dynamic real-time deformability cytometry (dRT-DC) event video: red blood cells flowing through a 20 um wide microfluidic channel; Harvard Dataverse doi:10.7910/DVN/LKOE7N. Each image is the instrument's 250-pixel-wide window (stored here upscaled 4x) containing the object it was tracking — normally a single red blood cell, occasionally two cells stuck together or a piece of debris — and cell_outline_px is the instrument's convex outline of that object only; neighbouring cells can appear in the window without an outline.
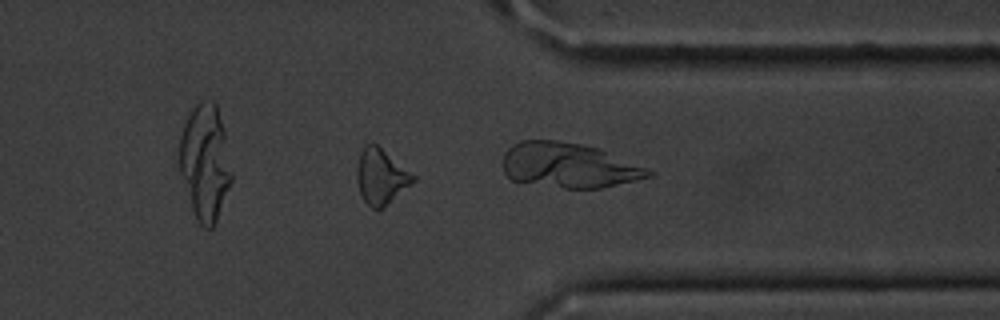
{"species": "common noctule bat (a hibernating species)", "species_latin": "Nyctalus noctula", "temperature_condition": "cold", "stored_images_in_passage": 45, "camera_frame_rate_fps": 3000, "um_per_image_px": 0.085, "animal": {"sex": "male", "body_mass_g": 20.1, "forearm_length_mm": 53.5}, "frame": {"image": 1, "passage_image": 32, "time_ms": 10.333, "image_size_px": [1000, 320], "cell_outline_px": [[416, 180], [376, 212], [364, 200], [360, 192], [356, 180], [356, 168], [360, 152], [364, 144], [376, 144], [416, 176]], "centroid_in_image_um": [32.35, 15.0], "position_along_channel_um": 379.0, "area_um2": 17.92}, "authors_computed_cell_mechanics": {"area_um2": 17.918, "velocity_mm_per_s": 3.6431, "shape_relaxation_time_tau1_ms": 5.8233, "shape_relaxation_time_tau2_ms": 5.0329, "deformation_change_tau1": 0.1511, "deformation_change_tau2": 0.1252}}